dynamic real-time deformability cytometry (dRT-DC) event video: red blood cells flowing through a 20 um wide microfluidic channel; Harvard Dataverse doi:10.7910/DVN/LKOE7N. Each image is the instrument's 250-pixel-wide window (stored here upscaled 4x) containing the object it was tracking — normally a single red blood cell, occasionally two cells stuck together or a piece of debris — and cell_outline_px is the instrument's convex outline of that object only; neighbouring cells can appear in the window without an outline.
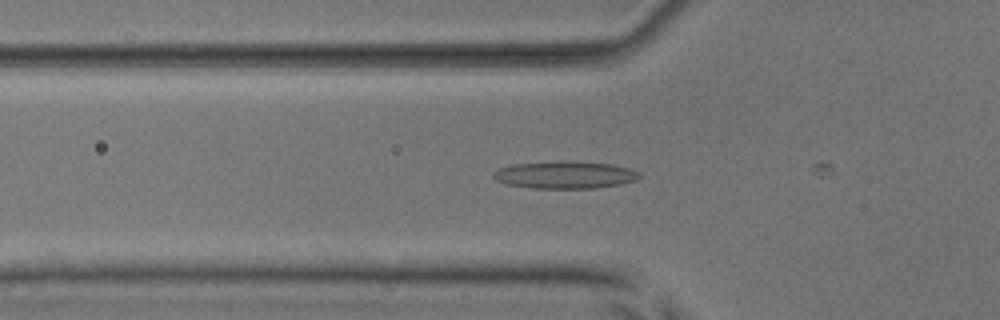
{"species": "common noctule bat (a hibernating species)", "species_latin": "Nyctalus noctula", "temperature_condition": "room temperature", "stored_images_in_passage": 6, "camera_frame_rate_fps": 3000, "um_per_image_px": 0.085, "animal": {"sex": "male", "body_mass_g": 17.9, "forearm_length_mm": 54.2}, "frame": {"image": 1, "passage_image": 3, "time_ms": 0.667, "image_size_px": [1000, 320], "cell_outline_px": [[640, 176], [636, 180], [620, 184], [596, 188], [532, 188], [508, 184], [496, 180], [492, 176], [492, 172], [500, 168], [512, 164], [612, 164], [628, 168], [640, 172]], "centroid_in_image_um": [48.02, 14.92], "position_along_channel_um": 77.8, "area_um2": 21.91}}